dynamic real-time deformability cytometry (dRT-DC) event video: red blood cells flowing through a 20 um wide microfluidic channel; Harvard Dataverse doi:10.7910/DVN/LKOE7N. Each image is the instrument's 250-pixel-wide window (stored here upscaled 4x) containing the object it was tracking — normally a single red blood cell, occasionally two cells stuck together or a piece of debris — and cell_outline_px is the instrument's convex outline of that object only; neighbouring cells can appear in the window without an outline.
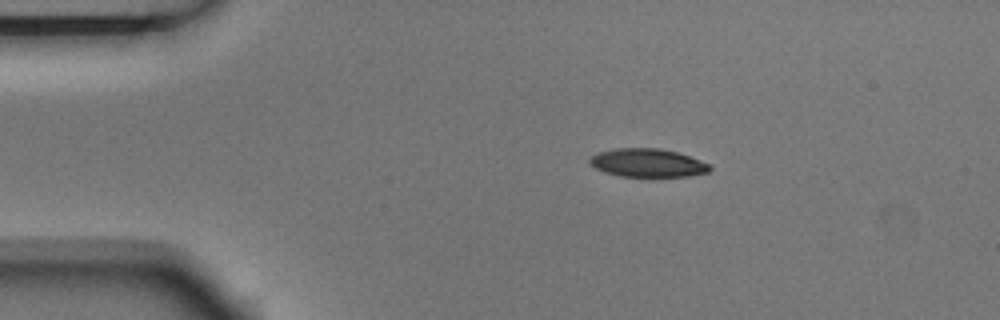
{"species": "Egyptian fruit bat (a non-hibernating species)", "species_latin": "Rousettus aegyptiacus", "temperature_condition": "room temperature", "stored_images_in_passage": 8, "camera_frame_rate_fps": 3000, "um_per_image_px": 0.085, "animal": {"sex": "male"}, "frame": {"image": 1, "passage_image": 1, "time_ms": 0.0, "image_size_px": [1000, 320], "cell_outline_px": [[712, 168], [708, 172], [688, 176], [620, 176], [604, 172], [596, 168], [588, 160], [596, 152], [616, 148], [660, 148], [676, 152], [700, 160], [708, 164]], "centroid_in_image_um": [55.02, 13.84], "position_along_channel_um": 30.0, "area_um2": 19.65}}
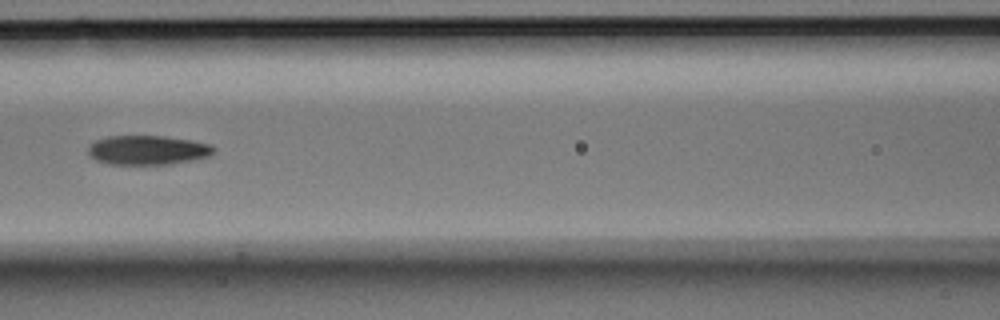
{"frame": {"image": 2, "passage_image": 5, "time_ms": 1.333, "image_size_px": [1000, 320], "cell_outline_px": [[216, 148], [208, 156], [196, 160], [168, 164], [112, 164], [96, 160], [88, 156], [88, 144], [96, 140], [108, 136], [164, 136], [192, 140], [212, 144]], "centroid_in_image_um": [12.55, 12.75], "position_along_channel_um": 154.1, "area_um2": 21.62}}
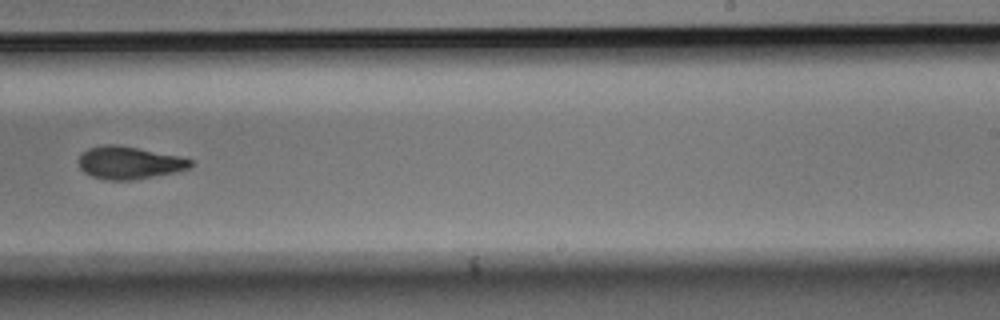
{"frame": {"image": 3, "passage_image": 8, "time_ms": 2.333, "image_size_px": [1000, 320], "cell_outline_px": [[192, 164], [188, 168], [176, 172], [132, 180], [108, 180], [92, 176], [84, 172], [80, 168], [80, 156], [88, 148], [104, 144], [116, 144], [180, 156], [192, 160]], "centroid_in_image_um": [10.98, 13.83], "position_along_channel_um": 278.0, "area_um2": 21.04}}